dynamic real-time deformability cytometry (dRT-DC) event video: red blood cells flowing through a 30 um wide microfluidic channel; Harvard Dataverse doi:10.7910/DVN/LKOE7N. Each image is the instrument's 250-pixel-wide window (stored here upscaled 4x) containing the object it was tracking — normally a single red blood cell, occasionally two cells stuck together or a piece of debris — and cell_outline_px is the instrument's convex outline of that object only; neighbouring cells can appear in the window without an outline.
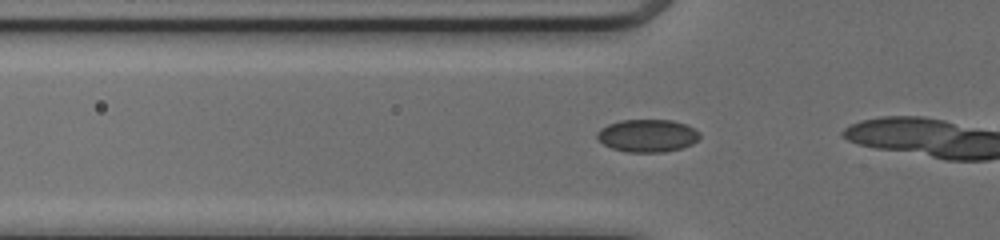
{"species": "common noctule bat (a hibernating species)", "species_latin": "Nyctalus noctula", "temperature_condition": "cold", "stored_images_in_passage": 6, "camera_frame_rate_fps": 3000, "um_per_image_px": 0.085, "animal": {"sex": "female", "body_mass_g": 17.0, "forearm_length_mm": 48.0}, "frame": {"image": 1, "passage_image": 2, "time_ms": 0.333, "image_size_px": [1000, 240], "cell_outline_px": [[700, 136], [692, 144], [680, 148], [664, 152], [628, 152], [612, 148], [604, 144], [596, 136], [596, 132], [600, 128], [608, 124], [620, 120], [672, 120], [684, 124], [700, 132]], "centroid_in_image_um": [55.01, 11.52], "position_along_channel_um": 70.8, "area_um2": 19.42}}